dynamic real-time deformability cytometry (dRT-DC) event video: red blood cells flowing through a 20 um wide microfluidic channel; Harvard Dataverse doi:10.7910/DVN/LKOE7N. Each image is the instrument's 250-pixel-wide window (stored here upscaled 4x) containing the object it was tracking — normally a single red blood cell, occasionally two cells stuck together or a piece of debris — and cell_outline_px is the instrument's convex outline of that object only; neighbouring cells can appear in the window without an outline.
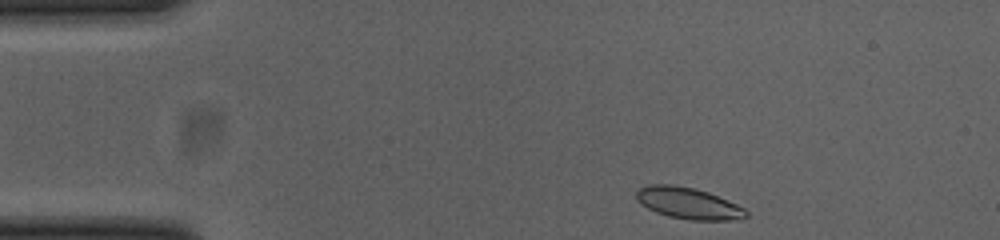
{"species": "common noctule bat (a hibernating species)", "species_latin": "Nyctalus noctula", "temperature_condition": "cold", "stored_images_in_passage": 45, "camera_frame_rate_fps": 3000, "um_per_image_px": 0.085, "animal": {"sex": "female", "body_mass_g": 23.0, "forearm_length_mm": 53.4}, "frame": {"image": 1, "passage_image": 1, "time_ms": 0.0, "image_size_px": [1000, 240], "cell_outline_px": [[748, 216], [728, 220], [692, 220], [668, 216], [656, 212], [640, 204], [636, 200], [636, 188], [648, 184], [672, 184], [692, 188], [708, 192], [736, 204], [744, 208], [748, 212]], "centroid_in_image_um": [58.44, 17.26], "position_along_channel_um": 26.6, "area_um2": 20.06}}
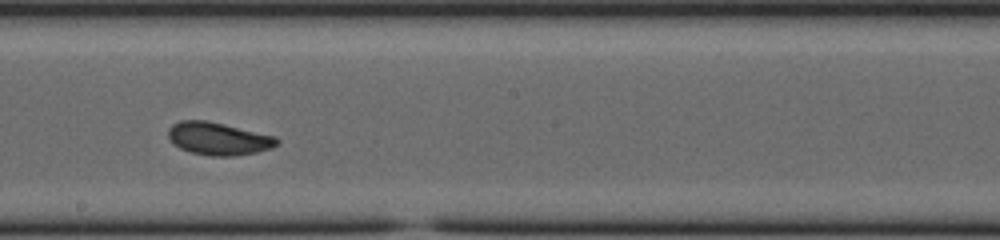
{"frame": {"image": 2, "passage_image": 22, "time_ms": 7.0, "image_size_px": [1000, 240], "cell_outline_px": [[280, 140], [272, 148], [256, 152], [232, 156], [212, 156], [192, 152], [180, 148], [168, 136], [168, 128], [172, 124], [180, 120], [208, 120], [276, 136]], "centroid_in_image_um": [18.58, 11.77], "position_along_channel_um": 229.6, "area_um2": 20.63}}
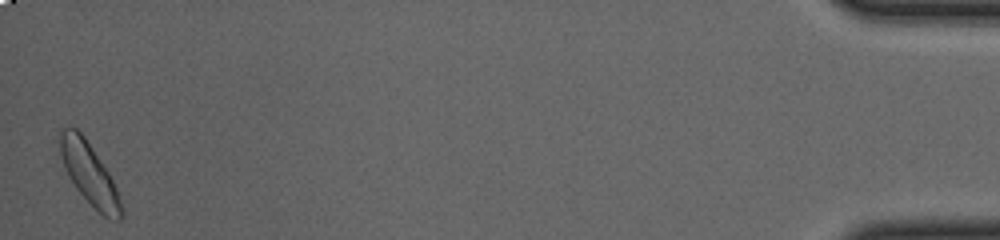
{"frame": {"image": 3, "passage_image": 45, "time_ms": 14.667, "image_size_px": [1000, 240], "cell_outline_px": [[124, 216], [120, 220], [116, 220], [104, 216], [76, 188], [68, 176], [64, 168], [60, 156], [60, 132], [64, 128], [76, 128], [84, 136], [108, 172], [116, 188], [124, 208]], "centroid_in_image_um": [7.61, 14.79], "position_along_channel_um": 427.6, "area_um2": 21.56}, "authors_computed_cell_mechanics": {"area_um2": 20.1722, "velocity_mm_per_s": 3.8149, "shape_relaxation_time_tau1_ms": 6.6321, "shape_relaxation_time_tau2_ms": 2.4465, "deformation_change_tau1": 0.1695, "deformation_change_tau2": 0.0683}}